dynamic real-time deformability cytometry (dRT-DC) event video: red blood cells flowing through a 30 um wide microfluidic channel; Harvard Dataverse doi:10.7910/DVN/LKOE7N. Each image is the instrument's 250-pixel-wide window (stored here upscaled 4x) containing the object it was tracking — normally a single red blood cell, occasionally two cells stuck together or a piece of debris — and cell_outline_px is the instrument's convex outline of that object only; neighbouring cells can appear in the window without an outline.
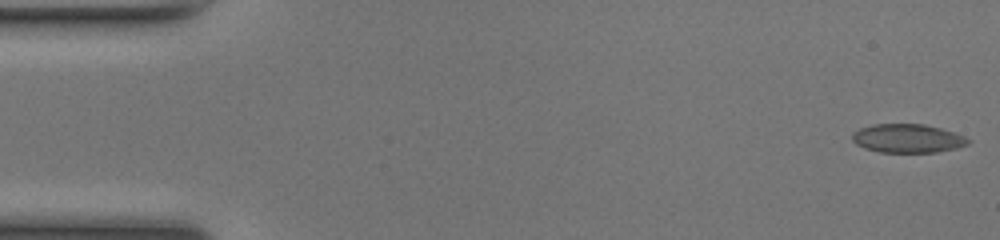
{"species": "common noctule bat (a hibernating species)", "species_latin": "Nyctalus noctula", "temperature_condition": "room temperature", "stored_images_in_passage": 49, "camera_frame_rate_fps": 3000, "um_per_image_px": 0.085, "animal": {"sex": "female", "body_mass_g": 17.0, "forearm_length_mm": 48.0}, "frame": {"image": 1, "passage_image": 1, "time_ms": 0.0, "image_size_px": [1000, 240], "cell_outline_px": [[972, 140], [968, 144], [956, 148], [936, 152], [880, 152], [864, 148], [856, 144], [852, 140], [852, 132], [860, 128], [872, 124], [924, 124], [940, 128], [964, 136]], "centroid_in_image_um": [77.12, 11.76], "position_along_channel_um": 7.9, "area_um2": 19.36}}
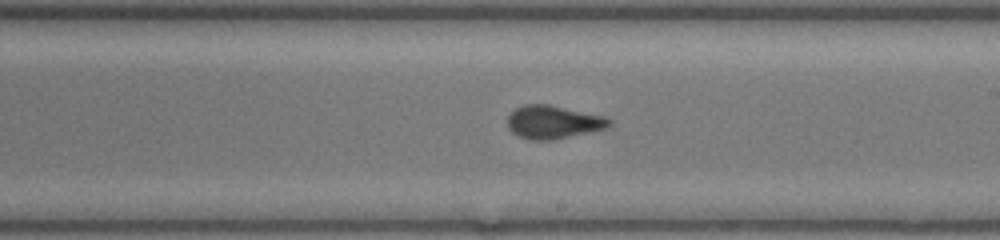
{"frame": {"image": 2, "passage_image": 28, "time_ms": 9.0, "image_size_px": [1000, 240], "cell_outline_px": [[612, 124], [604, 128], [592, 132], [552, 140], [532, 140], [516, 136], [508, 128], [508, 116], [516, 108], [524, 104], [548, 104], [604, 116], [612, 120]], "centroid_in_image_um": [47.02, 10.38], "position_along_channel_um": 242.0, "area_um2": 19.71}}
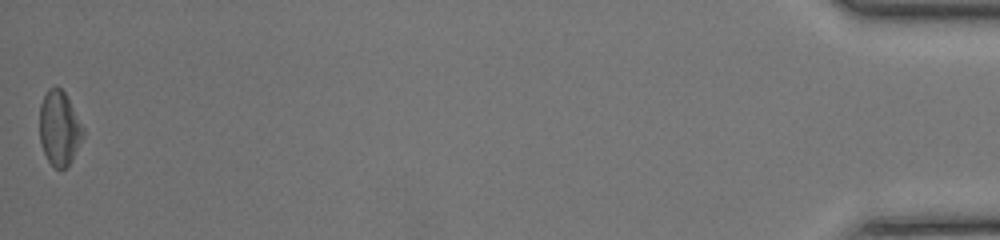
{"frame": {"image": 3, "passage_image": 49, "time_ms": 16.0, "image_size_px": [1000, 240], "cell_outline_px": [[84, 136], [68, 168], [56, 168], [48, 160], [44, 152], [40, 140], [40, 104], [48, 88], [56, 84], [64, 92], [84, 128]], "centroid_in_image_um": [5.05, 10.89], "position_along_channel_um": 430.2, "area_um2": 18.84}, "authors_computed_cell_mechanics": {"area_um2": 19.363, "velocity_mm_per_s": 4.2047, "shape_relaxation_time_tau1_ms": 4.3934, "shape_relaxation_time_tau2_ms": 0.9158, "deformation_change_tau1": 0.1239, "deformation_change_tau2": 0.0613}}